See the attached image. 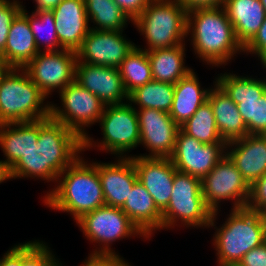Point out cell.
<instances>
[{
    "label": "cell",
    "instance_id": "obj_35",
    "mask_svg": "<svg viewBox=\"0 0 266 266\" xmlns=\"http://www.w3.org/2000/svg\"><path fill=\"white\" fill-rule=\"evenodd\" d=\"M23 1L0 0V57L4 54L11 23L23 8Z\"/></svg>",
    "mask_w": 266,
    "mask_h": 266
},
{
    "label": "cell",
    "instance_id": "obj_46",
    "mask_svg": "<svg viewBox=\"0 0 266 266\" xmlns=\"http://www.w3.org/2000/svg\"><path fill=\"white\" fill-rule=\"evenodd\" d=\"M260 2L264 6V9L266 10V0H260Z\"/></svg>",
    "mask_w": 266,
    "mask_h": 266
},
{
    "label": "cell",
    "instance_id": "obj_23",
    "mask_svg": "<svg viewBox=\"0 0 266 266\" xmlns=\"http://www.w3.org/2000/svg\"><path fill=\"white\" fill-rule=\"evenodd\" d=\"M121 210L149 241L156 230H163L162 212L139 180L135 182Z\"/></svg>",
    "mask_w": 266,
    "mask_h": 266
},
{
    "label": "cell",
    "instance_id": "obj_29",
    "mask_svg": "<svg viewBox=\"0 0 266 266\" xmlns=\"http://www.w3.org/2000/svg\"><path fill=\"white\" fill-rule=\"evenodd\" d=\"M84 5L92 30L124 31L133 23L113 0H84Z\"/></svg>",
    "mask_w": 266,
    "mask_h": 266
},
{
    "label": "cell",
    "instance_id": "obj_33",
    "mask_svg": "<svg viewBox=\"0 0 266 266\" xmlns=\"http://www.w3.org/2000/svg\"><path fill=\"white\" fill-rule=\"evenodd\" d=\"M28 23L39 52L63 49L57 37L55 17L52 11L28 13Z\"/></svg>",
    "mask_w": 266,
    "mask_h": 266
},
{
    "label": "cell",
    "instance_id": "obj_41",
    "mask_svg": "<svg viewBox=\"0 0 266 266\" xmlns=\"http://www.w3.org/2000/svg\"><path fill=\"white\" fill-rule=\"evenodd\" d=\"M0 266H21V243L9 248L0 258Z\"/></svg>",
    "mask_w": 266,
    "mask_h": 266
},
{
    "label": "cell",
    "instance_id": "obj_37",
    "mask_svg": "<svg viewBox=\"0 0 266 266\" xmlns=\"http://www.w3.org/2000/svg\"><path fill=\"white\" fill-rule=\"evenodd\" d=\"M244 53L256 55L262 68L266 66V18L255 36L244 46Z\"/></svg>",
    "mask_w": 266,
    "mask_h": 266
},
{
    "label": "cell",
    "instance_id": "obj_17",
    "mask_svg": "<svg viewBox=\"0 0 266 266\" xmlns=\"http://www.w3.org/2000/svg\"><path fill=\"white\" fill-rule=\"evenodd\" d=\"M75 81L95 94L105 106L129 101L118 68L77 62Z\"/></svg>",
    "mask_w": 266,
    "mask_h": 266
},
{
    "label": "cell",
    "instance_id": "obj_21",
    "mask_svg": "<svg viewBox=\"0 0 266 266\" xmlns=\"http://www.w3.org/2000/svg\"><path fill=\"white\" fill-rule=\"evenodd\" d=\"M226 154L251 185L266 172V135L248 134L229 142Z\"/></svg>",
    "mask_w": 266,
    "mask_h": 266
},
{
    "label": "cell",
    "instance_id": "obj_39",
    "mask_svg": "<svg viewBox=\"0 0 266 266\" xmlns=\"http://www.w3.org/2000/svg\"><path fill=\"white\" fill-rule=\"evenodd\" d=\"M134 21L153 0H113Z\"/></svg>",
    "mask_w": 266,
    "mask_h": 266
},
{
    "label": "cell",
    "instance_id": "obj_38",
    "mask_svg": "<svg viewBox=\"0 0 266 266\" xmlns=\"http://www.w3.org/2000/svg\"><path fill=\"white\" fill-rule=\"evenodd\" d=\"M83 262L80 266H132L119 254L90 253Z\"/></svg>",
    "mask_w": 266,
    "mask_h": 266
},
{
    "label": "cell",
    "instance_id": "obj_6",
    "mask_svg": "<svg viewBox=\"0 0 266 266\" xmlns=\"http://www.w3.org/2000/svg\"><path fill=\"white\" fill-rule=\"evenodd\" d=\"M187 14L177 0H153L133 21L134 27L146 39V46L141 48L151 51L169 48L186 43Z\"/></svg>",
    "mask_w": 266,
    "mask_h": 266
},
{
    "label": "cell",
    "instance_id": "obj_19",
    "mask_svg": "<svg viewBox=\"0 0 266 266\" xmlns=\"http://www.w3.org/2000/svg\"><path fill=\"white\" fill-rule=\"evenodd\" d=\"M93 163L98 170L105 205L121 208L138 180L132 159L116 157L114 162Z\"/></svg>",
    "mask_w": 266,
    "mask_h": 266
},
{
    "label": "cell",
    "instance_id": "obj_5",
    "mask_svg": "<svg viewBox=\"0 0 266 266\" xmlns=\"http://www.w3.org/2000/svg\"><path fill=\"white\" fill-rule=\"evenodd\" d=\"M47 99L23 68H8L0 78V124L50 117Z\"/></svg>",
    "mask_w": 266,
    "mask_h": 266
},
{
    "label": "cell",
    "instance_id": "obj_15",
    "mask_svg": "<svg viewBox=\"0 0 266 266\" xmlns=\"http://www.w3.org/2000/svg\"><path fill=\"white\" fill-rule=\"evenodd\" d=\"M140 145L149 154L135 156L170 158L174 152L175 143L180 126L169 113L157 109H137Z\"/></svg>",
    "mask_w": 266,
    "mask_h": 266
},
{
    "label": "cell",
    "instance_id": "obj_30",
    "mask_svg": "<svg viewBox=\"0 0 266 266\" xmlns=\"http://www.w3.org/2000/svg\"><path fill=\"white\" fill-rule=\"evenodd\" d=\"M173 99L174 84L152 80L133 90L129 94L128 102L135 106L136 110L150 108L169 113Z\"/></svg>",
    "mask_w": 266,
    "mask_h": 266
},
{
    "label": "cell",
    "instance_id": "obj_31",
    "mask_svg": "<svg viewBox=\"0 0 266 266\" xmlns=\"http://www.w3.org/2000/svg\"><path fill=\"white\" fill-rule=\"evenodd\" d=\"M125 90L130 94L137 87L153 80L147 51L135 48L118 67Z\"/></svg>",
    "mask_w": 266,
    "mask_h": 266
},
{
    "label": "cell",
    "instance_id": "obj_22",
    "mask_svg": "<svg viewBox=\"0 0 266 266\" xmlns=\"http://www.w3.org/2000/svg\"><path fill=\"white\" fill-rule=\"evenodd\" d=\"M25 7L13 19L4 54L0 57V62L8 68H24L39 53Z\"/></svg>",
    "mask_w": 266,
    "mask_h": 266
},
{
    "label": "cell",
    "instance_id": "obj_1",
    "mask_svg": "<svg viewBox=\"0 0 266 266\" xmlns=\"http://www.w3.org/2000/svg\"><path fill=\"white\" fill-rule=\"evenodd\" d=\"M83 151V140L70 128L51 116L39 119L37 144L11 168V179L33 178L56 184L59 174Z\"/></svg>",
    "mask_w": 266,
    "mask_h": 266
},
{
    "label": "cell",
    "instance_id": "obj_4",
    "mask_svg": "<svg viewBox=\"0 0 266 266\" xmlns=\"http://www.w3.org/2000/svg\"><path fill=\"white\" fill-rule=\"evenodd\" d=\"M226 221L218 228L215 224L220 211L213 212L209 228L214 227L212 246L218 266H235L253 248L266 242V214L250 209H232Z\"/></svg>",
    "mask_w": 266,
    "mask_h": 266
},
{
    "label": "cell",
    "instance_id": "obj_43",
    "mask_svg": "<svg viewBox=\"0 0 266 266\" xmlns=\"http://www.w3.org/2000/svg\"><path fill=\"white\" fill-rule=\"evenodd\" d=\"M35 2V10L32 12L52 11L63 0H33Z\"/></svg>",
    "mask_w": 266,
    "mask_h": 266
},
{
    "label": "cell",
    "instance_id": "obj_14",
    "mask_svg": "<svg viewBox=\"0 0 266 266\" xmlns=\"http://www.w3.org/2000/svg\"><path fill=\"white\" fill-rule=\"evenodd\" d=\"M226 148L227 143L205 144L180 129L170 159L177 171L202 180L225 156Z\"/></svg>",
    "mask_w": 266,
    "mask_h": 266
},
{
    "label": "cell",
    "instance_id": "obj_18",
    "mask_svg": "<svg viewBox=\"0 0 266 266\" xmlns=\"http://www.w3.org/2000/svg\"><path fill=\"white\" fill-rule=\"evenodd\" d=\"M137 178L163 212L172 193L176 168L170 158L141 157L130 154Z\"/></svg>",
    "mask_w": 266,
    "mask_h": 266
},
{
    "label": "cell",
    "instance_id": "obj_44",
    "mask_svg": "<svg viewBox=\"0 0 266 266\" xmlns=\"http://www.w3.org/2000/svg\"><path fill=\"white\" fill-rule=\"evenodd\" d=\"M11 180L10 168L4 163L3 160H0V184Z\"/></svg>",
    "mask_w": 266,
    "mask_h": 266
},
{
    "label": "cell",
    "instance_id": "obj_42",
    "mask_svg": "<svg viewBox=\"0 0 266 266\" xmlns=\"http://www.w3.org/2000/svg\"><path fill=\"white\" fill-rule=\"evenodd\" d=\"M185 9L197 7L223 6L225 0H177Z\"/></svg>",
    "mask_w": 266,
    "mask_h": 266
},
{
    "label": "cell",
    "instance_id": "obj_32",
    "mask_svg": "<svg viewBox=\"0 0 266 266\" xmlns=\"http://www.w3.org/2000/svg\"><path fill=\"white\" fill-rule=\"evenodd\" d=\"M180 129L205 144L226 143L221 138L210 102L205 101Z\"/></svg>",
    "mask_w": 266,
    "mask_h": 266
},
{
    "label": "cell",
    "instance_id": "obj_24",
    "mask_svg": "<svg viewBox=\"0 0 266 266\" xmlns=\"http://www.w3.org/2000/svg\"><path fill=\"white\" fill-rule=\"evenodd\" d=\"M207 100L210 102L218 132L224 142L229 143L248 135L237 105L229 98L225 91L213 81Z\"/></svg>",
    "mask_w": 266,
    "mask_h": 266
},
{
    "label": "cell",
    "instance_id": "obj_40",
    "mask_svg": "<svg viewBox=\"0 0 266 266\" xmlns=\"http://www.w3.org/2000/svg\"><path fill=\"white\" fill-rule=\"evenodd\" d=\"M235 266H266V242L248 251Z\"/></svg>",
    "mask_w": 266,
    "mask_h": 266
},
{
    "label": "cell",
    "instance_id": "obj_45",
    "mask_svg": "<svg viewBox=\"0 0 266 266\" xmlns=\"http://www.w3.org/2000/svg\"><path fill=\"white\" fill-rule=\"evenodd\" d=\"M8 69V67H6L5 65H3L1 62H0V78L2 76V74Z\"/></svg>",
    "mask_w": 266,
    "mask_h": 266
},
{
    "label": "cell",
    "instance_id": "obj_13",
    "mask_svg": "<svg viewBox=\"0 0 266 266\" xmlns=\"http://www.w3.org/2000/svg\"><path fill=\"white\" fill-rule=\"evenodd\" d=\"M76 63V52L62 49L39 52L23 69L41 92L49 98L56 89L59 93L75 81Z\"/></svg>",
    "mask_w": 266,
    "mask_h": 266
},
{
    "label": "cell",
    "instance_id": "obj_20",
    "mask_svg": "<svg viewBox=\"0 0 266 266\" xmlns=\"http://www.w3.org/2000/svg\"><path fill=\"white\" fill-rule=\"evenodd\" d=\"M52 12L61 47L76 52L91 30L84 0H63Z\"/></svg>",
    "mask_w": 266,
    "mask_h": 266
},
{
    "label": "cell",
    "instance_id": "obj_3",
    "mask_svg": "<svg viewBox=\"0 0 266 266\" xmlns=\"http://www.w3.org/2000/svg\"><path fill=\"white\" fill-rule=\"evenodd\" d=\"M85 160L80 155L59 174L55 186L43 196L46 207L69 213L75 222L105 205L97 167Z\"/></svg>",
    "mask_w": 266,
    "mask_h": 266
},
{
    "label": "cell",
    "instance_id": "obj_16",
    "mask_svg": "<svg viewBox=\"0 0 266 266\" xmlns=\"http://www.w3.org/2000/svg\"><path fill=\"white\" fill-rule=\"evenodd\" d=\"M123 32L91 29L76 51L77 62L118 68L136 46Z\"/></svg>",
    "mask_w": 266,
    "mask_h": 266
},
{
    "label": "cell",
    "instance_id": "obj_36",
    "mask_svg": "<svg viewBox=\"0 0 266 266\" xmlns=\"http://www.w3.org/2000/svg\"><path fill=\"white\" fill-rule=\"evenodd\" d=\"M246 208L266 214V172L250 185Z\"/></svg>",
    "mask_w": 266,
    "mask_h": 266
},
{
    "label": "cell",
    "instance_id": "obj_10",
    "mask_svg": "<svg viewBox=\"0 0 266 266\" xmlns=\"http://www.w3.org/2000/svg\"><path fill=\"white\" fill-rule=\"evenodd\" d=\"M76 224L93 245L98 246L91 254H119L112 249L113 242L139 236L149 240L121 210L112 206H101L84 214ZM98 244V245H97ZM112 244V245H111Z\"/></svg>",
    "mask_w": 266,
    "mask_h": 266
},
{
    "label": "cell",
    "instance_id": "obj_34",
    "mask_svg": "<svg viewBox=\"0 0 266 266\" xmlns=\"http://www.w3.org/2000/svg\"><path fill=\"white\" fill-rule=\"evenodd\" d=\"M62 264L45 241L36 239L21 243V266H62Z\"/></svg>",
    "mask_w": 266,
    "mask_h": 266
},
{
    "label": "cell",
    "instance_id": "obj_27",
    "mask_svg": "<svg viewBox=\"0 0 266 266\" xmlns=\"http://www.w3.org/2000/svg\"><path fill=\"white\" fill-rule=\"evenodd\" d=\"M195 70H191L174 84V99L169 115L182 126L207 101L210 88L200 85Z\"/></svg>",
    "mask_w": 266,
    "mask_h": 266
},
{
    "label": "cell",
    "instance_id": "obj_28",
    "mask_svg": "<svg viewBox=\"0 0 266 266\" xmlns=\"http://www.w3.org/2000/svg\"><path fill=\"white\" fill-rule=\"evenodd\" d=\"M185 44L147 52L154 81L175 84L193 70L185 66Z\"/></svg>",
    "mask_w": 266,
    "mask_h": 266
},
{
    "label": "cell",
    "instance_id": "obj_2",
    "mask_svg": "<svg viewBox=\"0 0 266 266\" xmlns=\"http://www.w3.org/2000/svg\"><path fill=\"white\" fill-rule=\"evenodd\" d=\"M196 57L210 67H220L244 53L234 28L222 6L197 7L188 10L187 37Z\"/></svg>",
    "mask_w": 266,
    "mask_h": 266
},
{
    "label": "cell",
    "instance_id": "obj_11",
    "mask_svg": "<svg viewBox=\"0 0 266 266\" xmlns=\"http://www.w3.org/2000/svg\"><path fill=\"white\" fill-rule=\"evenodd\" d=\"M59 96L61 106L52 102L50 116L84 140L88 136L86 127L99 122L105 109L104 103L76 81L61 90Z\"/></svg>",
    "mask_w": 266,
    "mask_h": 266
},
{
    "label": "cell",
    "instance_id": "obj_12",
    "mask_svg": "<svg viewBox=\"0 0 266 266\" xmlns=\"http://www.w3.org/2000/svg\"><path fill=\"white\" fill-rule=\"evenodd\" d=\"M201 187L205 203L213 212L221 211L220 203L224 201L230 200L232 209L247 205L250 185L227 154L201 180Z\"/></svg>",
    "mask_w": 266,
    "mask_h": 266
},
{
    "label": "cell",
    "instance_id": "obj_25",
    "mask_svg": "<svg viewBox=\"0 0 266 266\" xmlns=\"http://www.w3.org/2000/svg\"><path fill=\"white\" fill-rule=\"evenodd\" d=\"M222 7L234 28L237 40L244 47L266 18L264 6L260 0H225Z\"/></svg>",
    "mask_w": 266,
    "mask_h": 266
},
{
    "label": "cell",
    "instance_id": "obj_26",
    "mask_svg": "<svg viewBox=\"0 0 266 266\" xmlns=\"http://www.w3.org/2000/svg\"><path fill=\"white\" fill-rule=\"evenodd\" d=\"M39 120L0 124V148L4 163L11 168L25 153L37 144Z\"/></svg>",
    "mask_w": 266,
    "mask_h": 266
},
{
    "label": "cell",
    "instance_id": "obj_9",
    "mask_svg": "<svg viewBox=\"0 0 266 266\" xmlns=\"http://www.w3.org/2000/svg\"><path fill=\"white\" fill-rule=\"evenodd\" d=\"M214 80L237 105L248 134L266 135V77L225 72Z\"/></svg>",
    "mask_w": 266,
    "mask_h": 266
},
{
    "label": "cell",
    "instance_id": "obj_8",
    "mask_svg": "<svg viewBox=\"0 0 266 266\" xmlns=\"http://www.w3.org/2000/svg\"><path fill=\"white\" fill-rule=\"evenodd\" d=\"M98 123L103 135L102 140L96 142L88 135L83 140V152L96 147L97 150L111 153L117 158H128V152L140 145L137 112L129 102L105 106Z\"/></svg>",
    "mask_w": 266,
    "mask_h": 266
},
{
    "label": "cell",
    "instance_id": "obj_7",
    "mask_svg": "<svg viewBox=\"0 0 266 266\" xmlns=\"http://www.w3.org/2000/svg\"><path fill=\"white\" fill-rule=\"evenodd\" d=\"M212 215L202 195L201 179L176 170L169 204L162 212L163 230L176 226L208 229Z\"/></svg>",
    "mask_w": 266,
    "mask_h": 266
}]
</instances>
